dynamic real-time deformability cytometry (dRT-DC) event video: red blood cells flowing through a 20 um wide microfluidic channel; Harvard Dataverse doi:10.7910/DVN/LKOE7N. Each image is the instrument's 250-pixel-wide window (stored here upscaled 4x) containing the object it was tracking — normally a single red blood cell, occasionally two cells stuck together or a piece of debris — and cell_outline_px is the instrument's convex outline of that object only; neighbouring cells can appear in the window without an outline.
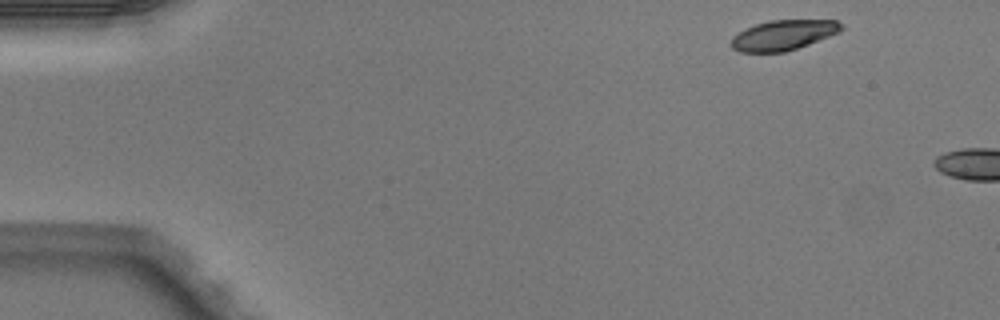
{"species": "Egyptian fruit bat (a non-hibernating species)", "species_latin": "Rousettus aegyptiacus", "temperature_condition": "warm", "stored_images_in_passage": 3, "camera_frame_rate_fps": 3000, "um_per_image_px": 0.085, "animal": {"sex": "male"}, "frame": {"image": 1, "passage_image": 1, "time_ms": 0.0, "image_size_px": [1000, 320], "cell_outline_px": [[844, 28], [840, 32], [808, 44], [784, 52], [740, 52], [732, 48], [732, 36], [744, 28], [768, 20], [836, 20], [844, 24]], "centroid_in_image_um": [66.59, 2.97], "position_along_channel_um": 18.4, "area_um2": 19.36}}